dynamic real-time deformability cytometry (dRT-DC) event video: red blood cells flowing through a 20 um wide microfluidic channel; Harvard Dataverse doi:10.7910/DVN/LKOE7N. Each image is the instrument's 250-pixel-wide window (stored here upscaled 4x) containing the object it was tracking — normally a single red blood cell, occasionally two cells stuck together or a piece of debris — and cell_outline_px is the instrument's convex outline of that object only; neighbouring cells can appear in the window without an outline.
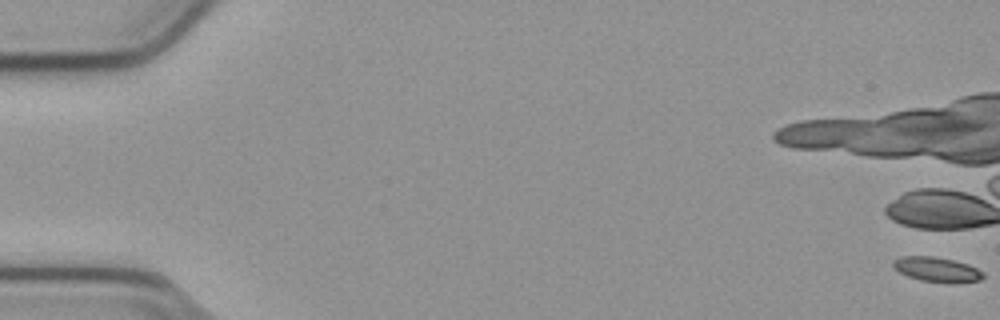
{"species": "common noctule bat (a hibernating species)", "species_latin": "Nyctalus noctula", "temperature_condition": "cold", "stored_images_in_passage": 6, "camera_frame_rate_fps": 3000, "um_per_image_px": 0.085, "animal": {"sex": "male", "body_mass_g": 23.1, "forearm_length_mm": 52.7}, "frame": {"image": 1, "passage_image": 1, "time_ms": 0.0, "image_size_px": [1000, 320], "cell_outline_px": [[984, 276], [980, 280], [960, 284], [920, 280], [908, 276], [900, 272], [892, 264], [892, 260], [900, 256], [932, 256], [952, 260], [968, 264], [984, 272]], "centroid_in_image_um": [79.66, 22.91], "position_along_channel_um": 5.3, "area_um2": 13.06}}